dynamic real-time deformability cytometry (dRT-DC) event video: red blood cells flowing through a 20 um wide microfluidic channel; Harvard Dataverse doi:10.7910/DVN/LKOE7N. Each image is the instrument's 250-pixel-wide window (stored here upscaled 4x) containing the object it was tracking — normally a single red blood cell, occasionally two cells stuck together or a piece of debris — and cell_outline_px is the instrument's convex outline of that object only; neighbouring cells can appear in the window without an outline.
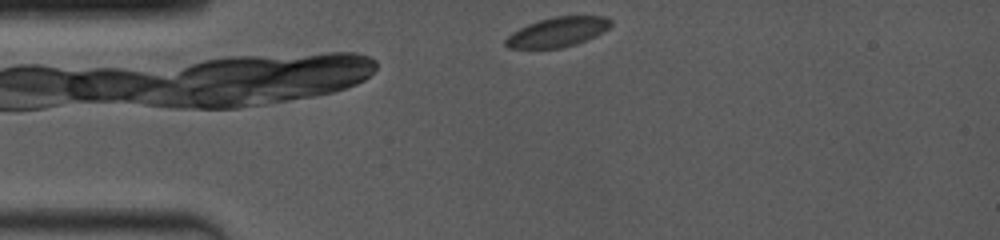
{"species": "common noctule bat (a hibernating species)", "species_latin": "Nyctalus noctula", "temperature_condition": "room temperature", "stored_images_in_passage": 38, "camera_frame_rate_fps": 4000, "um_per_image_px": 0.085, "animal": {"sex": "female", "body_mass_g": 19.0, "forearm_length_mm": 53.3}, "frame": {"image": 1, "passage_image": 1, "time_ms": 0.0, "image_size_px": [1000, 240], "cell_outline_px": [[612, 24], [608, 28], [596, 36], [588, 40], [576, 44], [560, 48], [508, 48], [504, 44], [504, 40], [512, 32], [528, 24], [552, 16], [604, 16], [612, 20]], "centroid_in_image_um": [47.4, 2.72], "position_along_channel_um": 37.6, "area_um2": 18.21}}
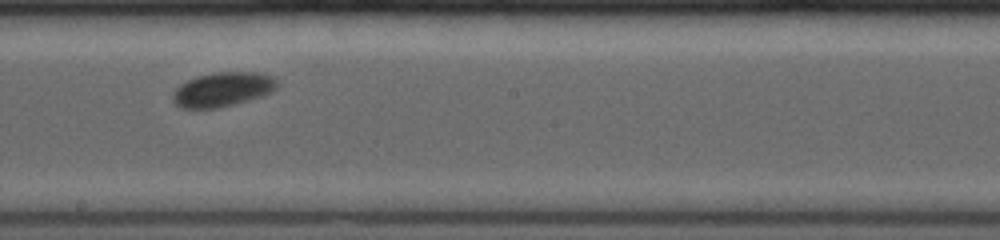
{"frame": {"image": 2, "passage_image": 20, "time_ms": 5.75, "image_size_px": [1000, 240], "cell_outline_px": [[276, 88], [260, 96], [248, 100], [216, 108], [180, 108], [172, 100], [172, 92], [180, 84], [196, 76], [212, 72], [256, 72], [272, 76], [276, 80]], "centroid_in_image_um": [18.86, 7.59], "position_along_channel_um": 229.3, "area_um2": 20.69}}
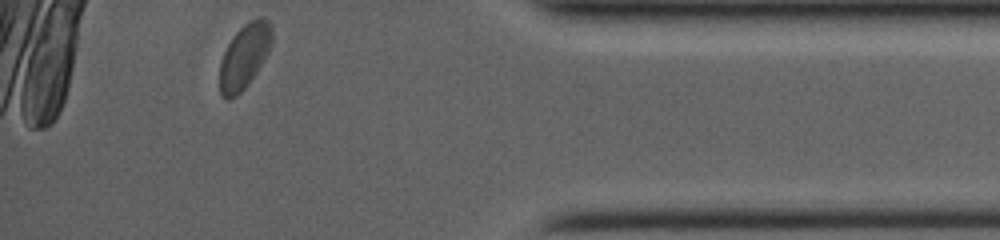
{"frame": {"image": 3, "passage_image": 38, "time_ms": 11.0, "image_size_px": [1000, 240], "cell_outline_px": [[272, 44], [268, 52], [256, 72], [248, 84], [236, 96], [228, 100], [220, 96], [220, 60], [228, 44], [236, 32], [244, 24], [260, 16], [268, 20], [272, 28]], "centroid_in_image_um": [20.77, 4.78], "position_along_channel_um": 414.4, "area_um2": 19.54}, "authors_computed_cell_mechanics": {"area_um2": 19.9988, "velocity_mm_per_s": 3.9287, "shape_relaxation_time_tau1_ms": 2.9947, "shape_relaxation_time_tau2_ms": null, "deformation_change_tau1": 0.0499, "deformation_change_tau2": null}}